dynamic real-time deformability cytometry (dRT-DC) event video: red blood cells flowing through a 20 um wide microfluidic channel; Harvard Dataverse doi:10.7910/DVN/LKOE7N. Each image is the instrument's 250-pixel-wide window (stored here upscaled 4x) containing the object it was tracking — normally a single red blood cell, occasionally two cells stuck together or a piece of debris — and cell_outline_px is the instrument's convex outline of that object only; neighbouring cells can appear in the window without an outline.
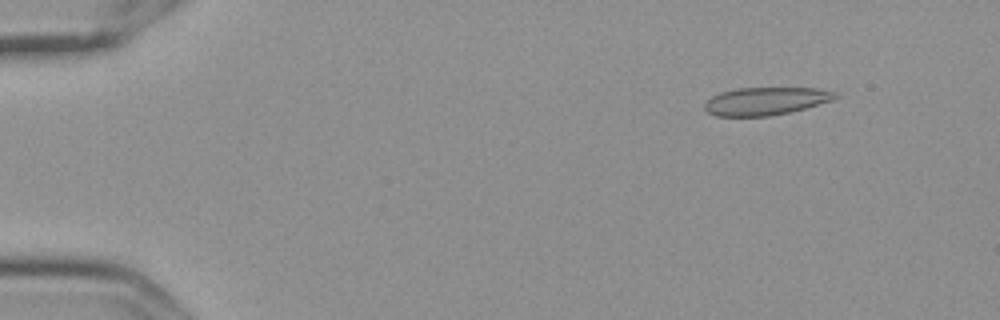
{"species": "Egyptian fruit bat (a non-hibernating species)", "species_latin": "Rousettus aegyptiacus", "temperature_condition": "cold", "stored_images_in_passage": 12, "camera_frame_rate_fps": 3000, "um_per_image_px": 0.085, "frame": {"image": 1, "passage_image": 4, "time_ms": 1.0, "image_size_px": [1000, 320], "cell_outline_px": [[840, 96], [832, 100], [792, 112], [768, 116], [716, 116], [708, 112], [704, 108], [704, 104], [712, 96], [720, 92], [736, 88], [816, 88], [836, 92]], "centroid_in_image_um": [65.09, 8.59], "position_along_channel_um": 19.9, "area_um2": 21.21}}